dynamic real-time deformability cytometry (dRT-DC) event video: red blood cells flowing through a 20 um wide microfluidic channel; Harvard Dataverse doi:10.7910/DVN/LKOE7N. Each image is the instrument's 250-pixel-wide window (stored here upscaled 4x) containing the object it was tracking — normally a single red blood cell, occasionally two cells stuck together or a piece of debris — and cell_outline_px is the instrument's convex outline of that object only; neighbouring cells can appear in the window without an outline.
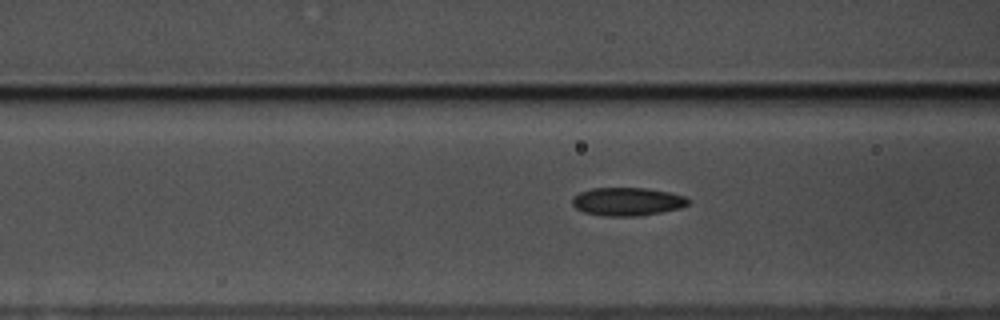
{"species": "common noctule bat (a hibernating species)", "species_latin": "Nyctalus noctula", "temperature_condition": "warm", "stored_images_in_passage": 6, "camera_frame_rate_fps": 3000, "um_per_image_px": 0.085, "animal": {"sex": "male", "body_mass_g": 17.5, "forearm_length_mm": 52.3}, "frame": {"image": 1, "passage_image": 4, "time_ms": 1.0, "image_size_px": [1000, 320], "cell_outline_px": [[692, 200], [688, 204], [680, 208], [640, 216], [604, 216], [584, 212], [576, 208], [572, 204], [572, 196], [580, 192], [592, 188], [644, 188], [668, 192], [684, 196]], "centroid_in_image_um": [53.31, 17.13], "position_along_channel_um": 113.3, "area_um2": 19.07}}